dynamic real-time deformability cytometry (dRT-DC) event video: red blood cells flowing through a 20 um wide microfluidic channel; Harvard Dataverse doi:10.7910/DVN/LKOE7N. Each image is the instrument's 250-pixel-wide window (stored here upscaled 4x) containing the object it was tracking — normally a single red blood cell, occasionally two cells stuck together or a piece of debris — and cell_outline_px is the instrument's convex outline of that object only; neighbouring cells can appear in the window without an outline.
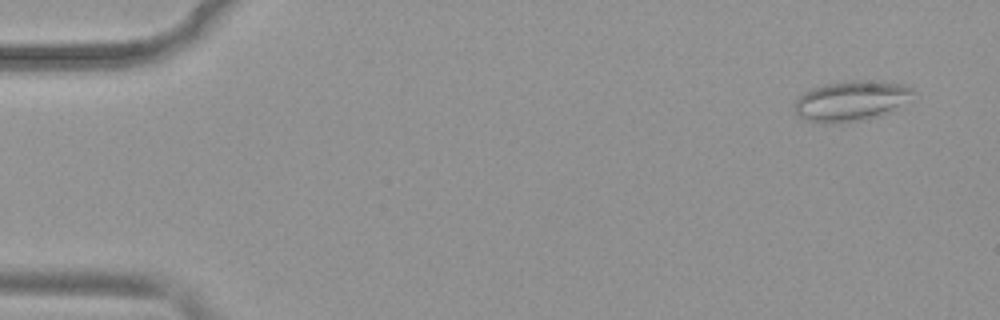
{"species": "common noctule bat (a hibernating species)", "species_latin": "Nyctalus noctula", "temperature_condition": "warm", "stored_images_in_passage": 51, "camera_frame_rate_fps": 3000, "um_per_image_px": 0.085, "animal": {"sex": "female", "body_mass_g": 19.9}, "frame": {"image": 1, "passage_image": 3, "time_ms": 0.667, "image_size_px": [1000, 320], "cell_outline_px": [[912, 92], [892, 112], [880, 116], [860, 120], [808, 120], [800, 116], [796, 112], [792, 104], [804, 92], [812, 88], [824, 84], [852, 80], [876, 80], [904, 84], [912, 88]], "centroid_in_image_um": [72.34, 8.52], "position_along_channel_um": 12.7, "area_um2": 26.82}}
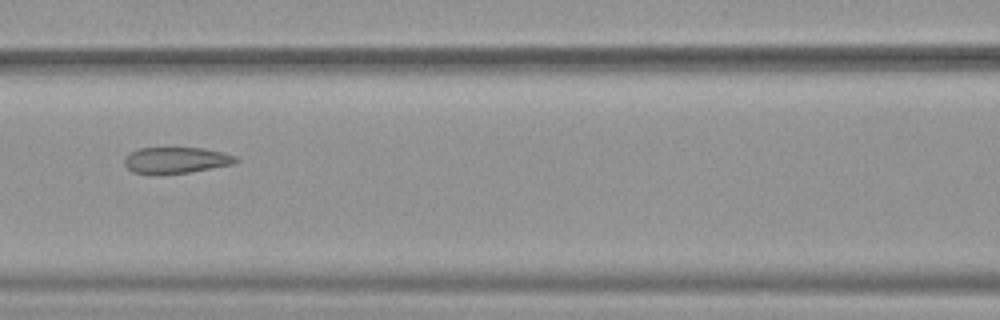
{"frame": {"image": 2, "passage_image": 23, "time_ms": 7.333, "image_size_px": [1000, 320], "cell_outline_px": [[240, 160], [232, 164], [188, 172], [132, 172], [124, 164], [124, 160], [132, 152], [140, 148], [204, 148], [224, 152], [236, 156]], "centroid_in_image_um": [15.03, 13.58], "position_along_channel_um": 151.6, "area_um2": 16.36}}
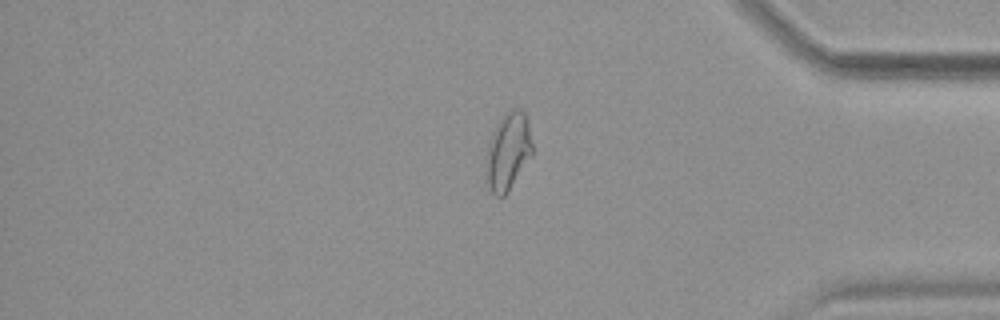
{"frame": {"image": 3, "passage_image": 43, "time_ms": 14.0, "image_size_px": [1000, 320], "cell_outline_px": [[532, 156], [508, 192], [504, 196], [496, 196], [492, 192], [484, 176], [488, 144], [500, 116], [504, 112], [512, 108], [520, 108], [524, 112], [528, 120], [532, 144]], "centroid_in_image_um": [43.18, 12.86], "position_along_channel_um": 392.0, "area_um2": 21.21}, "authors_computed_cell_mechanics": {"area_um2": 20.6346, "velocity_mm_per_s": 3.9316, "shape_relaxation_time_tau1_ms": null, "shape_relaxation_time_tau2_ms": 1.7966, "deformation_change_tau1": null, "deformation_change_tau2": 0.0787}}